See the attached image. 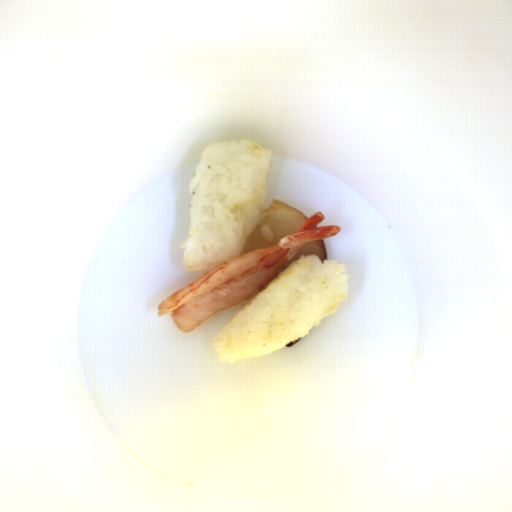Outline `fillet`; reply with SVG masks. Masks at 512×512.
Segmentation results:
<instances>
[{"mask_svg": "<svg viewBox=\"0 0 512 512\" xmlns=\"http://www.w3.org/2000/svg\"><path fill=\"white\" fill-rule=\"evenodd\" d=\"M261 215L263 219L257 222L255 229L246 237L240 256L258 248L277 245L279 240L294 234L309 220L300 210L275 198L262 210ZM265 224L274 232V241L263 240L260 229Z\"/></svg>", "mask_w": 512, "mask_h": 512, "instance_id": "25842a12", "label": "fillet"}, {"mask_svg": "<svg viewBox=\"0 0 512 512\" xmlns=\"http://www.w3.org/2000/svg\"><path fill=\"white\" fill-rule=\"evenodd\" d=\"M305 255L319 256V260L321 263L327 260V249L324 238L320 240L307 241L305 244H303L300 247V249L296 252V254L292 257V259L286 260L277 270V272L272 276V278L252 296L256 298L273 279H275L278 275H280L282 272L288 269L297 259Z\"/></svg>", "mask_w": 512, "mask_h": 512, "instance_id": "e2c912f1", "label": "fillet"}, {"mask_svg": "<svg viewBox=\"0 0 512 512\" xmlns=\"http://www.w3.org/2000/svg\"><path fill=\"white\" fill-rule=\"evenodd\" d=\"M300 339H301V338H298V339H296V340H294V341H292V342H290V343H288V344H286V345H284V346H285L286 348H292L293 346H295V345L298 343V341H299Z\"/></svg>", "mask_w": 512, "mask_h": 512, "instance_id": "e495c32b", "label": "fillet"}]
</instances>
